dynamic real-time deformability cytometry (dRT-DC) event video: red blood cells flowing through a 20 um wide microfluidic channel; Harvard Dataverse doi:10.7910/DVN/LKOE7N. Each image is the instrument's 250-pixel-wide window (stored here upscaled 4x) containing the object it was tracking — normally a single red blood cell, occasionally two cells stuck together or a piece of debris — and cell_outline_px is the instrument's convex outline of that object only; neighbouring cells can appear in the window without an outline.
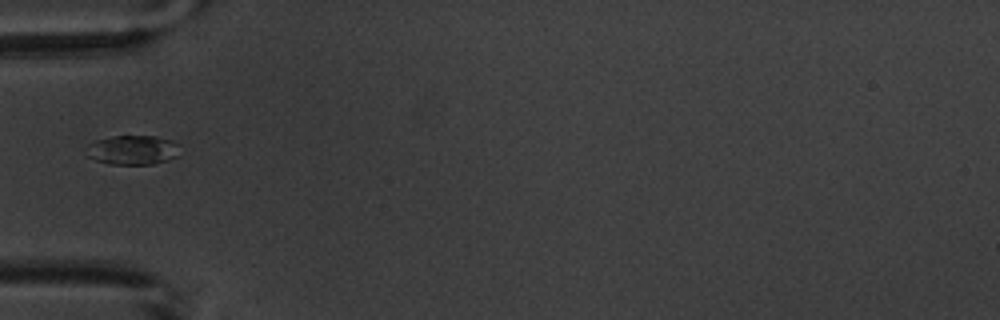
{"species": "common noctule bat (a hibernating species)", "species_latin": "Nyctalus noctula", "temperature_condition": "warm", "stored_images_in_passage": 1, "camera_frame_rate_fps": 3000, "um_per_image_px": 0.085, "animal": {"sex": "male", "body_mass_g": 20.1, "forearm_length_mm": 53.5}, "frame": {"image": 1, "passage_image": 1, "time_ms": 0.0, "image_size_px": [1000, 320], "cell_outline_px": [[180, 144], [176, 156], [168, 160], [152, 164], [108, 164], [96, 160], [88, 156], [88, 144], [96, 140], [112, 136], [156, 136], [172, 140]], "centroid_in_image_um": [11.3, 12.74], "position_along_channel_um": 73.7, "area_um2": 15.95}}